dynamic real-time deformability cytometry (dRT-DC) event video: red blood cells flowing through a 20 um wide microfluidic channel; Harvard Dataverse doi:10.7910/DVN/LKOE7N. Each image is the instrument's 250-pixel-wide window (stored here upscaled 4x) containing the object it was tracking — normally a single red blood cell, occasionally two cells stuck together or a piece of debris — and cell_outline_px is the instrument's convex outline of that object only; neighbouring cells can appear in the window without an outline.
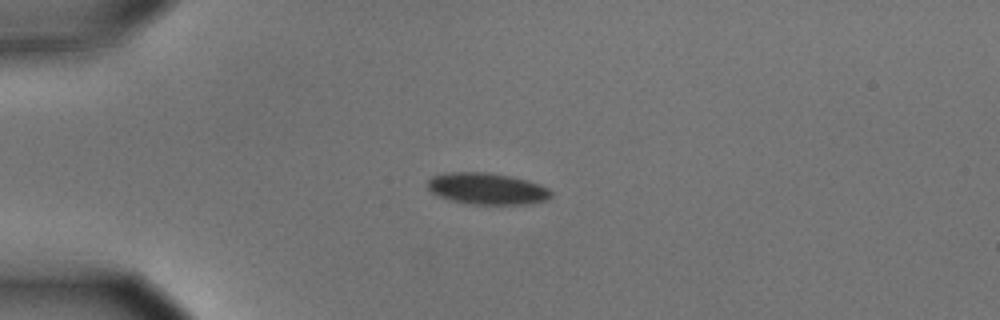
{"species": "common noctule bat (a hibernating species)", "species_latin": "Nyctalus noctula", "temperature_condition": "cold", "stored_images_in_passage": 2, "camera_frame_rate_fps": 3000, "um_per_image_px": 0.085, "animal": {"sex": "male", "body_mass_g": 15.6}, "frame": {"image": 1, "passage_image": 1, "time_ms": 0.0, "image_size_px": [1000, 320], "cell_outline_px": [[552, 196], [544, 200], [528, 204], [468, 204], [448, 200], [432, 192], [428, 188], [428, 180], [432, 176], [444, 172], [488, 172], [512, 176], [540, 184], [548, 188], [552, 192]], "centroid_in_image_um": [41.38, 16.03], "position_along_channel_um": 43.6, "area_um2": 22.83}}